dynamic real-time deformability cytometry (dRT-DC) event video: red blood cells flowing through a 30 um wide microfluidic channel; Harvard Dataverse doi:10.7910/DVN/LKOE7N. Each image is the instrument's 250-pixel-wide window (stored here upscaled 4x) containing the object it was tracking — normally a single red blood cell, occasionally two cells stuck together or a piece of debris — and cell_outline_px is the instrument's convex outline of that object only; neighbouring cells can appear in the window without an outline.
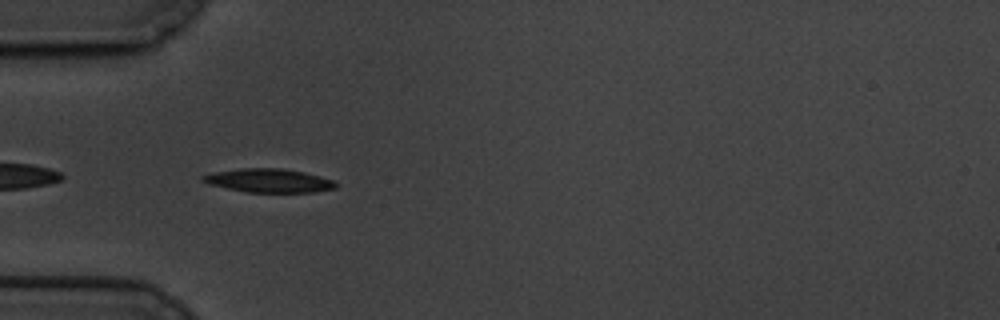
{"species": "common noctule bat (a hibernating species)", "species_latin": "Nyctalus noctula", "temperature_condition": "cold", "stored_images_in_passage": 40, "camera_frame_rate_fps": 3000, "um_per_image_px": 0.085, "animal": {"sex": "male", "body_mass_g": 19.5, "forearm_length_mm": 54.6}, "frame": {"image": 1, "passage_image": 2, "time_ms": 0.333, "image_size_px": [1000, 320], "cell_outline_px": [[336, 188], [316, 192], [248, 192], [208, 184], [200, 180], [200, 176], [216, 172], [240, 168], [280, 168], [304, 172], [336, 180]], "centroid_in_image_um": [22.87, 15.35], "position_along_channel_um": 62.1, "area_um2": 18.32}}
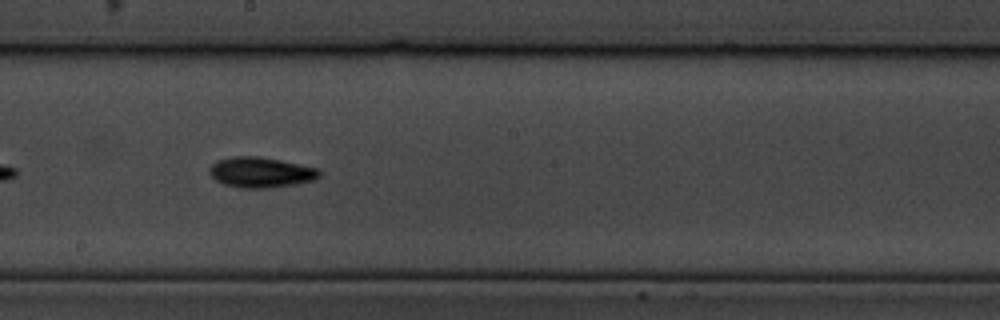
{"frame": {"image": 2, "passage_image": 17, "time_ms": 5.333, "image_size_px": [1000, 320], "cell_outline_px": [[320, 176], [316, 180], [268, 188], [240, 188], [224, 184], [216, 180], [208, 172], [208, 168], [216, 160], [232, 156], [256, 156], [280, 160], [320, 168]], "centroid_in_image_um": [22.16, 14.64], "position_along_channel_um": 226.0, "area_um2": 19.59}}
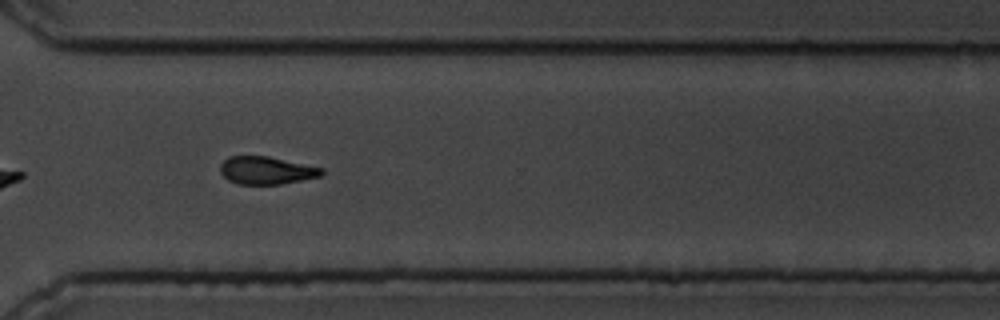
{"frame": {"image": 3, "passage_image": 28, "time_ms": 9.0, "image_size_px": [1000, 320], "cell_outline_px": [[324, 172], [320, 176], [280, 184], [236, 184], [228, 180], [220, 172], [220, 164], [228, 156], [268, 156], [324, 168]], "centroid_in_image_um": [22.62, 14.48], "position_along_channel_um": 348.0, "area_um2": 16.36}, "authors_computed_cell_mechanics": {"area_um2": 17.3978, "velocity_mm_per_s": 3.3355, "shape_relaxation_time_tau1_ms": 2.4677, "shape_relaxation_time_tau2_ms": null, "deformation_change_tau1": 0.1068, "deformation_change_tau2": null}}